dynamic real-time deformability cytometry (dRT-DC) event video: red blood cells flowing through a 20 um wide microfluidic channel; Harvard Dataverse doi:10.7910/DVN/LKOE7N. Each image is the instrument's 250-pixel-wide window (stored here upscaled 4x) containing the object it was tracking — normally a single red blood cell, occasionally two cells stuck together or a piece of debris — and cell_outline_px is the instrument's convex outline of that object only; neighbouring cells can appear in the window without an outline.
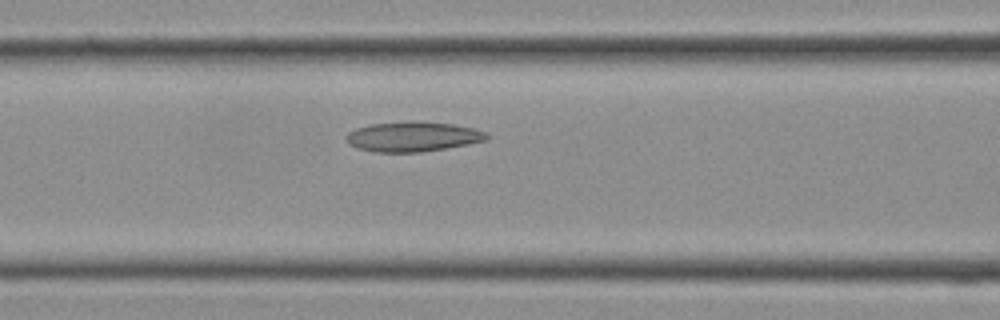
{"species": "Egyptian fruit bat (a non-hibernating species)", "species_latin": "Rousettus aegyptiacus", "temperature_condition": "cold", "stored_images_in_passage": 8, "camera_frame_rate_fps": 3000, "um_per_image_px": 0.085, "frame": {"image": 1, "passage_image": 6, "time_ms": 1.667, "image_size_px": [1000, 320], "cell_outline_px": [[488, 140], [468, 144], [420, 152], [372, 152], [356, 148], [348, 144], [344, 140], [344, 136], [348, 132], [356, 128], [368, 124], [452, 124], [472, 128], [484, 132], [488, 136]], "centroid_in_image_um": [35.0, 11.67], "position_along_channel_um": 131.6, "area_um2": 23.52}}
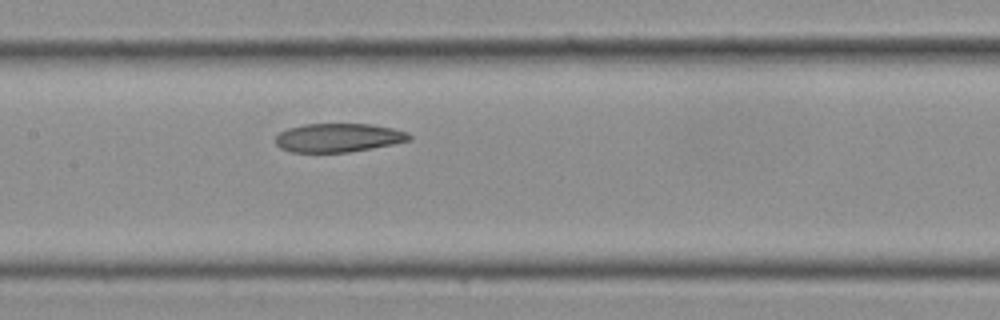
{"frame": {"image": 2, "passage_image": 8, "time_ms": 2.333, "image_size_px": [1000, 320], "cell_outline_px": [[412, 140], [372, 148], [348, 152], [292, 152], [280, 148], [276, 144], [276, 136], [280, 132], [288, 128], [304, 124], [372, 124], [392, 128], [408, 132], [412, 136]], "centroid_in_image_um": [28.77, 11.7], "position_along_channel_um": 178.6, "area_um2": 22.37}}